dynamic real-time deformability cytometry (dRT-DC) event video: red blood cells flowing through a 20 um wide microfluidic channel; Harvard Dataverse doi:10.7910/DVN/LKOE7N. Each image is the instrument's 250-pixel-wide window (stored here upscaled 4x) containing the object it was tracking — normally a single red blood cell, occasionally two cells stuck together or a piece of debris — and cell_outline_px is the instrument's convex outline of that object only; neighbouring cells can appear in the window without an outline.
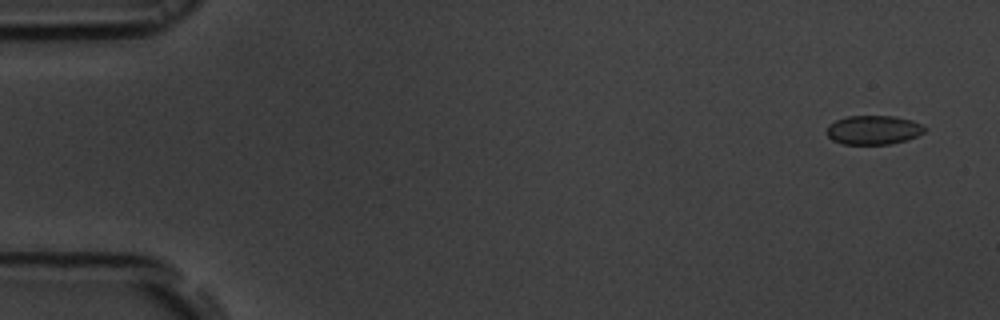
{"species": "common noctule bat (a hibernating species)", "species_latin": "Nyctalus noctula", "temperature_condition": "room temperature", "stored_images_in_passage": 55, "camera_frame_rate_fps": 3000, "um_per_image_px": 0.085, "animal": {"sex": "male", "body_mass_g": 19.5, "forearm_length_mm": 54.6}, "frame": {"image": 1, "passage_image": 3, "time_ms": 0.667, "image_size_px": [1000, 320], "cell_outline_px": [[928, 128], [924, 132], [908, 140], [888, 144], [844, 144], [832, 140], [824, 132], [828, 124], [836, 120], [848, 116], [896, 116], [912, 120]], "centroid_in_image_um": [74.23, 11.04], "position_along_channel_um": 10.8, "area_um2": 16.76}}
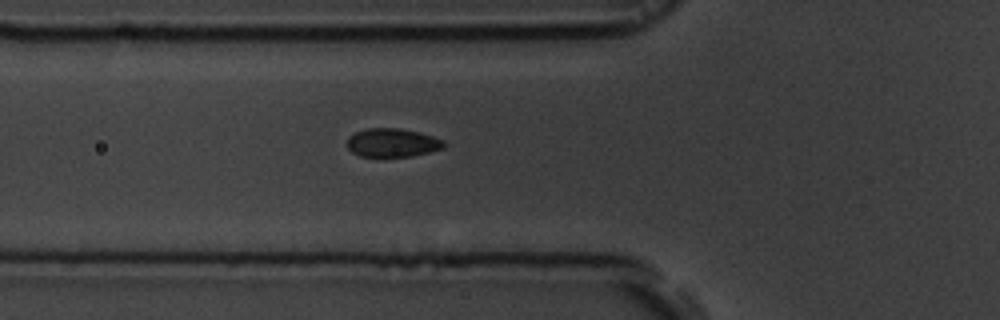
{"frame": {"image": 2, "passage_image": 20, "time_ms": 6.333, "image_size_px": [1000, 320], "cell_outline_px": [[448, 144], [444, 148], [412, 156], [360, 156], [352, 152], [348, 148], [348, 136], [356, 132], [368, 128], [400, 128], [420, 132], [444, 140]], "centroid_in_image_um": [33.39, 12.12], "position_along_channel_um": 92.4, "area_um2": 16.13}}
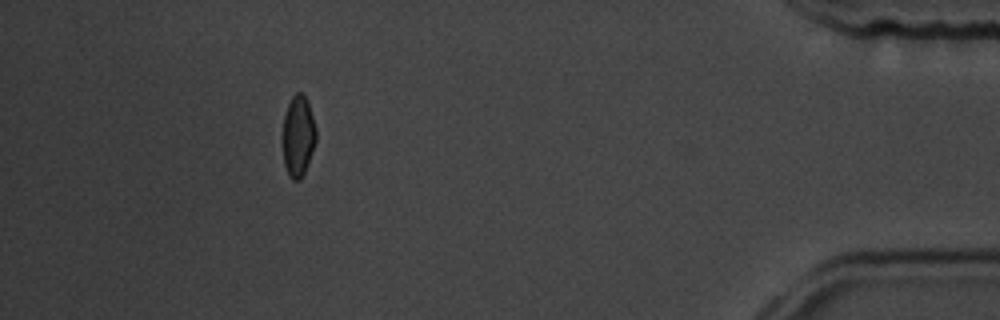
{"frame": {"image": 3, "passage_image": 50, "time_ms": 16.333, "image_size_px": [1000, 320], "cell_outline_px": [[316, 140], [304, 172], [300, 180], [292, 180], [284, 164], [280, 136], [284, 116], [288, 104], [292, 96], [296, 92], [304, 92], [308, 100], [316, 128]], "centroid_in_image_um": [25.31, 11.51], "position_along_channel_um": 409.9, "area_um2": 16.18}, "authors_computed_cell_mechanics": {"area_um2": 16.6464, "velocity_mm_per_s": 3.7278, "shape_relaxation_time_tau1_ms": 3.1952, "shape_relaxation_time_tau2_ms": null, "deformation_change_tau1": 0.0761, "deformation_change_tau2": null}}